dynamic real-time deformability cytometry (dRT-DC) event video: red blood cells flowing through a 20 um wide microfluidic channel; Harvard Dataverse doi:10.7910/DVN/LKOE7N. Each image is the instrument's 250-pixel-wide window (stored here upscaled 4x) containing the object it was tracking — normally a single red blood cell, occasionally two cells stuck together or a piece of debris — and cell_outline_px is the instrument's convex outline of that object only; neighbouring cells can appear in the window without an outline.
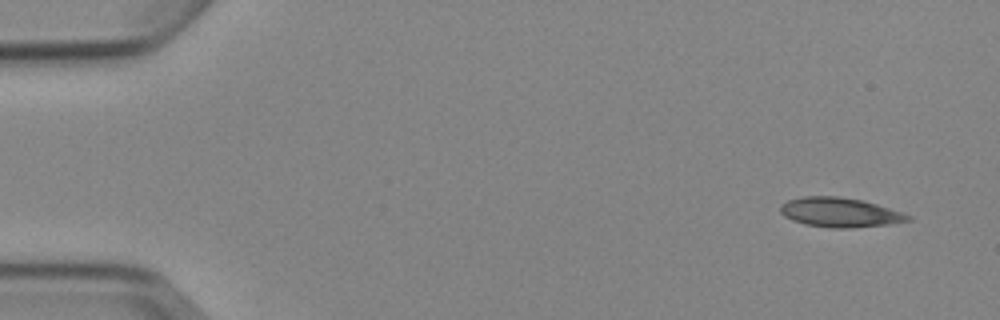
{"species": "Egyptian fruit bat (a non-hibernating species)", "species_latin": "Rousettus aegyptiacus", "temperature_condition": "cold", "stored_images_in_passage": 5, "camera_frame_rate_fps": 3000, "um_per_image_px": 0.085, "animal": {"sex": "female"}, "frame": {"image": 1, "passage_image": 1, "time_ms": 0.0, "image_size_px": [1000, 320], "cell_outline_px": [[912, 220], [888, 224], [848, 228], [832, 228], [804, 224], [792, 220], [784, 216], [780, 212], [780, 204], [788, 200], [804, 196], [836, 196], [864, 200], [912, 216]], "centroid_in_image_um": [71.36, 18.05], "position_along_channel_um": 13.6, "area_um2": 21.85}}
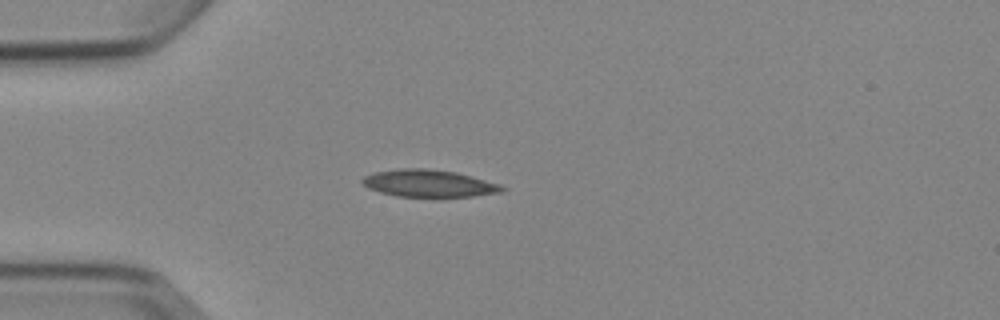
{"frame": {"image": 2, "passage_image": 4, "time_ms": 3.667, "image_size_px": [1000, 320], "cell_outline_px": [[508, 188], [504, 192], [440, 200], [396, 196], [380, 192], [368, 188], [360, 180], [364, 176], [372, 172], [400, 168], [424, 168], [456, 172], [500, 184]], "centroid_in_image_um": [36.48, 15.63], "position_along_channel_um": 48.5, "area_um2": 23.24}}